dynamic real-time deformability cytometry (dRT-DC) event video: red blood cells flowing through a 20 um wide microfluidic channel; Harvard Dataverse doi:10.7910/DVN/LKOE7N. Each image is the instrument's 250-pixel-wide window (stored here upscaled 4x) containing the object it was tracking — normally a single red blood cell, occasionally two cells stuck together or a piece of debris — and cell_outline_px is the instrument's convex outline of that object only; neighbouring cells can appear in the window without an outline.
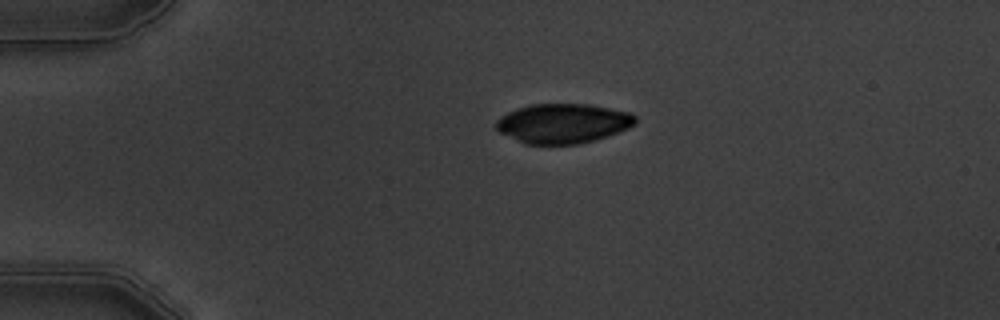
{"species": "common noctule bat (a hibernating species)", "species_latin": "Nyctalus noctula", "temperature_condition": "warm", "stored_images_in_passage": 2, "camera_frame_rate_fps": 3000, "um_per_image_px": 0.085, "animal": {"sex": "male", "body_mass_g": 19.5, "forearm_length_mm": 54.6}, "frame": {"image": 1, "passage_image": 1, "time_ms": 0.0, "image_size_px": [1000, 320], "cell_outline_px": [[636, 124], [628, 128], [608, 136], [596, 140], [580, 144], [524, 144], [500, 132], [496, 128], [496, 120], [500, 116], [516, 108], [532, 104], [588, 104], [628, 112], [636, 116]], "centroid_in_image_um": [47.85, 10.49], "position_along_channel_um": 37.2, "area_um2": 32.19}}